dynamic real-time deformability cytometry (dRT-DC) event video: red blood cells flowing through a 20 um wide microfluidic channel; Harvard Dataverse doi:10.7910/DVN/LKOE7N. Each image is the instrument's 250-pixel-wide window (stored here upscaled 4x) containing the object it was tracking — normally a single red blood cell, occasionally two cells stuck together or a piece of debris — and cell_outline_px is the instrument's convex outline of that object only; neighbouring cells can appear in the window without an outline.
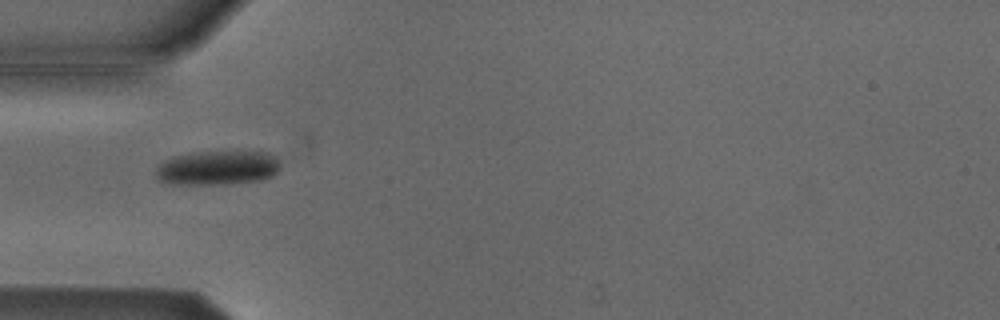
{"species": "Egyptian fruit bat (a non-hibernating species)", "species_latin": "Rousettus aegyptiacus", "temperature_condition": "cold", "stored_images_in_passage": 5, "camera_frame_rate_fps": 3000, "um_per_image_px": 0.085, "animal": {"sex": "male"}, "frame": {"image": 1, "passage_image": 4, "time_ms": 1.0, "image_size_px": [1000, 320], "cell_outline_px": [[280, 168], [272, 176], [260, 180], [224, 184], [172, 184], [156, 180], [156, 168], [164, 160], [172, 156], [192, 152], [240, 148], [268, 152], [276, 156], [280, 164]], "centroid_in_image_um": [18.52, 14.2], "position_along_channel_um": 66.5, "area_um2": 26.13}}
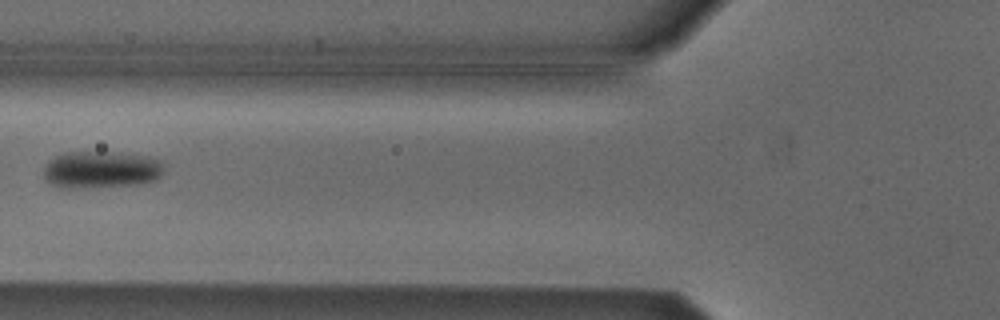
{"frame": {"image": 2, "passage_image": 5, "time_ms": 1.333, "image_size_px": [1000, 320], "cell_outline_px": [[164, 172], [156, 180], [140, 184], [72, 188], [60, 188], [44, 180], [44, 164], [48, 160], [64, 152], [120, 152], [148, 156], [160, 160], [164, 168]], "centroid_in_image_um": [8.59, 14.41], "position_along_channel_um": 117.2, "area_um2": 26.36}}